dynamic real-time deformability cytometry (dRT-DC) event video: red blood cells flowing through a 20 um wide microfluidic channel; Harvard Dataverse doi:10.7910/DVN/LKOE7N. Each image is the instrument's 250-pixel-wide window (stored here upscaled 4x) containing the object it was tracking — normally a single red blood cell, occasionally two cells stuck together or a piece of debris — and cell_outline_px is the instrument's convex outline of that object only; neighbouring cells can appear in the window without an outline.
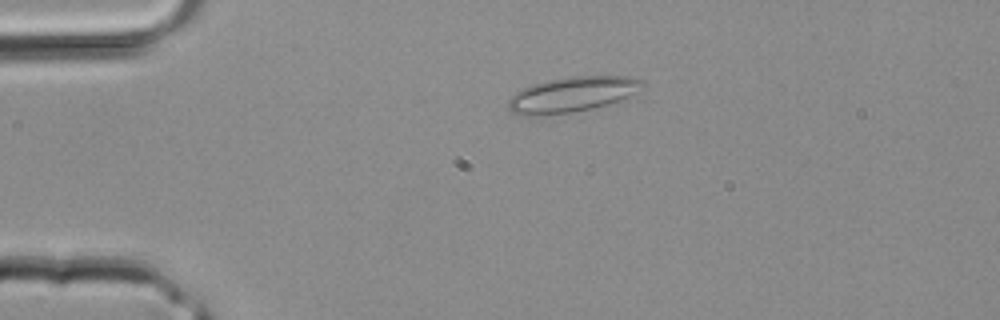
{"species": "common noctule bat (a hibernating species)", "species_latin": "Nyctalus noctula", "temperature_condition": "room temperature", "stored_images_in_passage": 2, "camera_frame_rate_fps": 3000, "um_per_image_px": 0.085, "animal": {"sex": "male", "body_mass_g": 20.4}, "frame": {"image": 1, "passage_image": 1, "time_ms": 0.0, "image_size_px": [1000, 320], "cell_outline_px": [[644, 84], [628, 96], [620, 100], [592, 108], [572, 112], [536, 116], [524, 116], [512, 112], [508, 108], [508, 100], [516, 92], [532, 84], [548, 80], [572, 76], [632, 76], [644, 80]], "centroid_in_image_um": [48.6, 8.02], "position_along_channel_um": 36.4, "area_um2": 27.34}}